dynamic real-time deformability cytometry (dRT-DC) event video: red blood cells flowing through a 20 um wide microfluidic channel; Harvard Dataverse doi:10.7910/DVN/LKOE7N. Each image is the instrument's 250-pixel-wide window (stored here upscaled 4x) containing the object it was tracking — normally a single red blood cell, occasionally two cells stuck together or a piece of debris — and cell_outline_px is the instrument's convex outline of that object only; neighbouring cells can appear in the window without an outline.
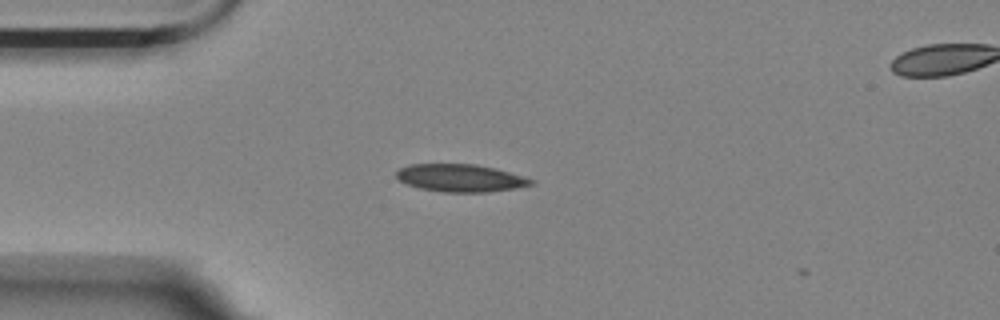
{"species": "Egyptian fruit bat (a non-hibernating species)", "species_latin": "Rousettus aegyptiacus", "temperature_condition": "room temperature", "stored_images_in_passage": 4, "camera_frame_rate_fps": 3000, "um_per_image_px": 0.085, "animal": {"sex": "female"}, "frame": {"image": 1, "passage_image": 2, "time_ms": 0.333, "image_size_px": [1000, 320], "cell_outline_px": [[536, 184], [516, 188], [488, 192], [444, 192], [420, 188], [408, 184], [400, 180], [396, 176], [396, 172], [400, 168], [408, 164], [476, 164], [496, 168], [524, 176], [536, 180]], "centroid_in_image_um": [39.2, 15.12], "position_along_channel_um": 45.8, "area_um2": 21.79}}